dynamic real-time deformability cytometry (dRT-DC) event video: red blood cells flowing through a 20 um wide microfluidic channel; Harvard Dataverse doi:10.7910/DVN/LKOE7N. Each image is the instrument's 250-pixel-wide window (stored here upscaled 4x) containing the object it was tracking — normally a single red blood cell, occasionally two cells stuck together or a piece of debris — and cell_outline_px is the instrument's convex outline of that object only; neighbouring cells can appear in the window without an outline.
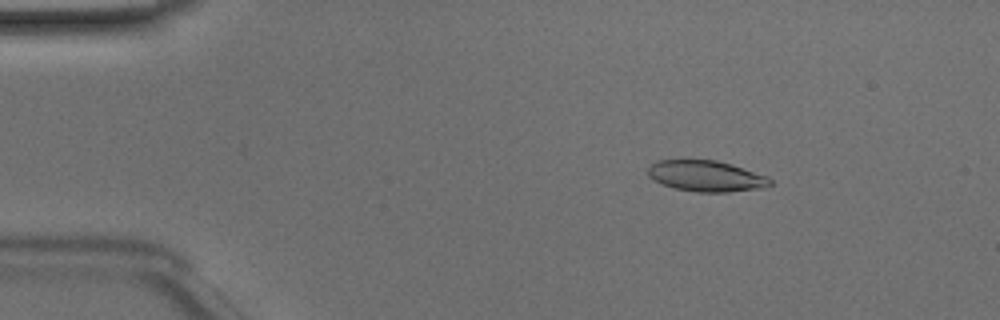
{"species": "Egyptian fruit bat (a non-hibernating species)", "species_latin": "Rousettus aegyptiacus", "temperature_condition": "room temperature", "stored_images_in_passage": 49, "camera_frame_rate_fps": 3000, "um_per_image_px": 0.085, "animal": {"sex": "male"}, "frame": {"image": 1, "passage_image": 8, "time_ms": 2.333, "image_size_px": [1000, 320], "cell_outline_px": [[772, 184], [764, 188], [728, 192], [696, 192], [676, 188], [664, 184], [648, 176], [648, 168], [656, 160], [716, 160], [732, 164], [768, 176], [772, 180]], "centroid_in_image_um": [60.07, 14.96], "position_along_channel_um": 24.9, "area_um2": 22.02}}
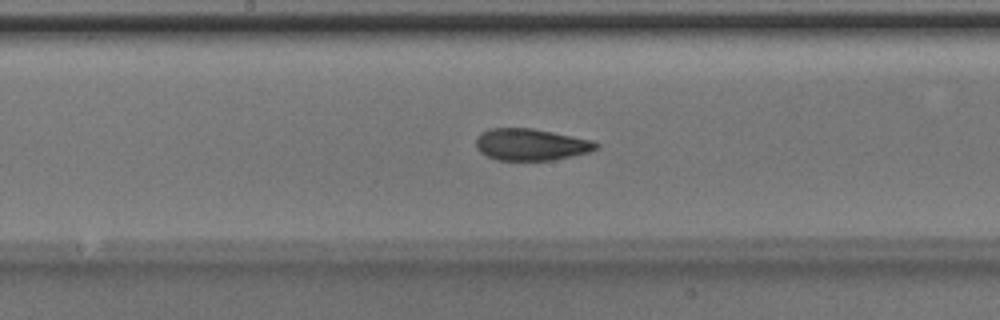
{"frame": {"image": 2, "passage_image": 26, "time_ms": 8.333, "image_size_px": [1000, 320], "cell_outline_px": [[600, 144], [596, 148], [588, 152], [572, 156], [552, 160], [496, 160], [480, 152], [476, 148], [476, 140], [480, 132], [488, 128], [532, 128], [592, 140]], "centroid_in_image_um": [45.09, 12.28], "position_along_channel_um": 203.1, "area_um2": 22.2}}
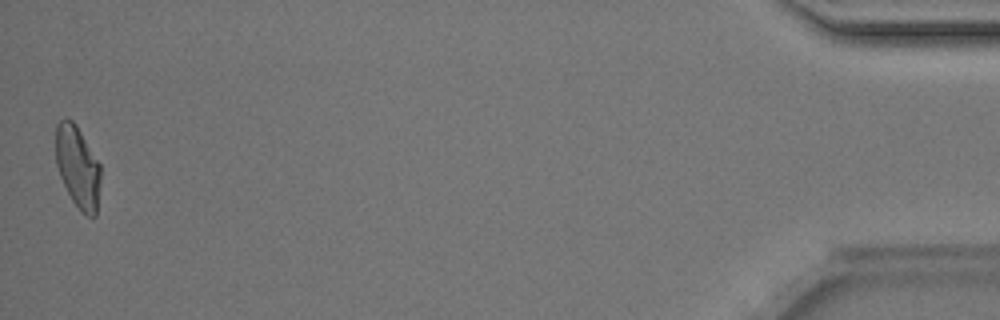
{"frame": {"image": 3, "passage_image": 49, "time_ms": 16.0, "image_size_px": [1000, 320], "cell_outline_px": [[100, 180], [96, 216], [88, 216], [80, 212], [72, 200], [60, 176], [56, 164], [56, 124], [60, 120], [68, 116], [76, 124], [100, 164]], "centroid_in_image_um": [6.6, 14.17], "position_along_channel_um": 428.6, "area_um2": 21.44}, "authors_computed_cell_mechanics": {"area_um2": 22.3108, "velocity_mm_per_s": 4.1517, "shape_relaxation_time_tau1_ms": 3.1515, "shape_relaxation_time_tau2_ms": 1.8243, "deformation_change_tau1": 0.1446, "deformation_change_tau2": 0.0815}}